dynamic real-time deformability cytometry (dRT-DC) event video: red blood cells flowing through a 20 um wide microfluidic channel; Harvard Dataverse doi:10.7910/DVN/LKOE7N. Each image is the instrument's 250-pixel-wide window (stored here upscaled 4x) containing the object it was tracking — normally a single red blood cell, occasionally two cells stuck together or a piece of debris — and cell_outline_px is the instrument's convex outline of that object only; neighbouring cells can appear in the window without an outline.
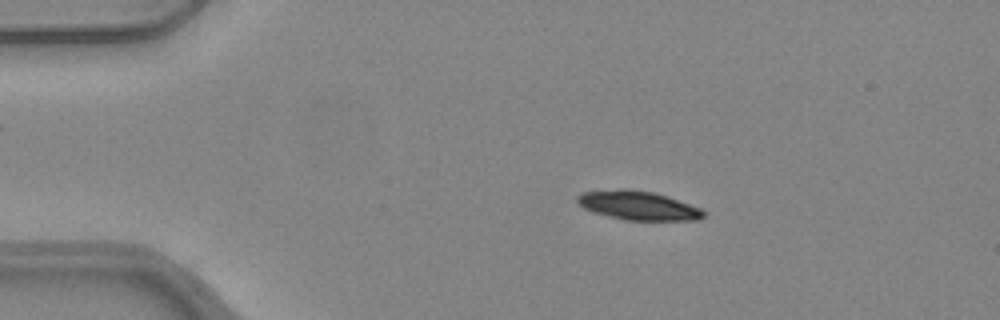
{"species": "common noctule bat (a hibernating species)", "species_latin": "Nyctalus noctula", "temperature_condition": "warm", "stored_images_in_passage": 43, "camera_frame_rate_fps": 3000, "um_per_image_px": 0.085, "animal": {"sex": "female", "body_mass_g": 24.6, "forearm_length_mm": 56.2}, "frame": {"image": 1, "passage_image": 1, "time_ms": 0.0, "image_size_px": [1000, 320], "cell_outline_px": [[708, 212], [700, 220], [624, 220], [592, 212], [584, 208], [576, 200], [576, 196], [584, 192], [620, 188], [628, 188], [652, 192], [700, 208]], "centroid_in_image_um": [54.22, 17.47], "position_along_channel_um": 30.8, "area_um2": 21.21}}
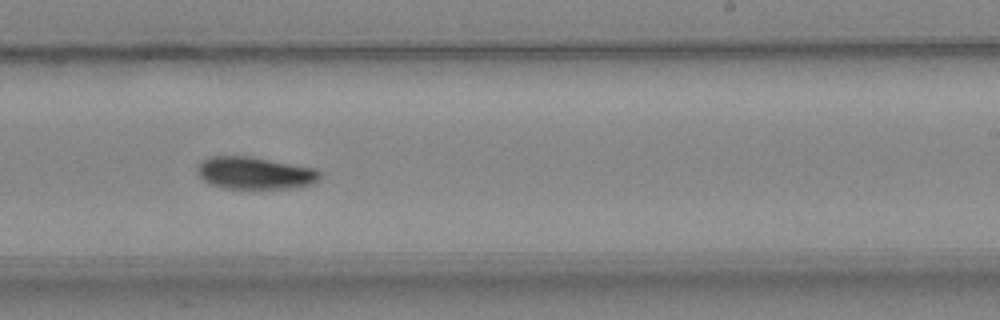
{"frame": {"image": 2, "passage_image": 23, "time_ms": 7.333, "image_size_px": [1000, 320], "cell_outline_px": [[320, 180], [312, 184], [296, 188], [224, 188], [208, 184], [196, 172], [196, 168], [200, 160], [208, 156], [252, 156], [316, 168], [320, 172]], "centroid_in_image_um": [21.65, 14.7], "position_along_channel_um": 267.3, "area_um2": 23.47}}
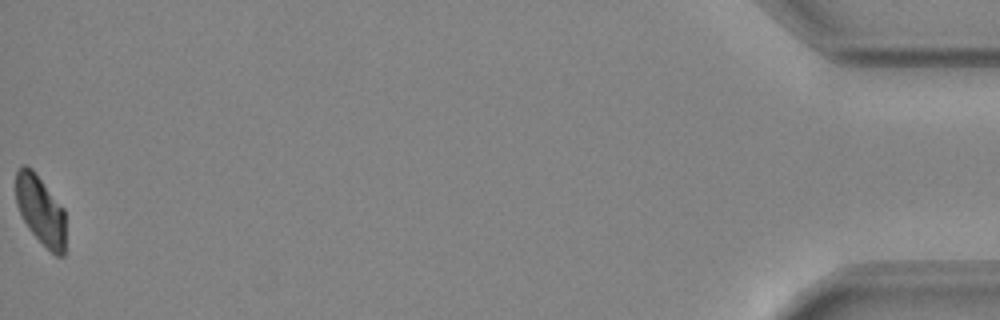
{"frame": {"image": 3, "passage_image": 43, "time_ms": 14.0, "image_size_px": [1000, 320], "cell_outline_px": [[64, 256], [56, 256], [28, 228], [16, 204], [16, 172], [24, 164], [32, 168], [64, 208]], "centroid_in_image_um": [3.44, 17.83], "position_along_channel_um": 431.8, "area_um2": 19.71}, "authors_computed_cell_mechanics": {"area_um2": 22.7732, "velocity_mm_per_s": 3.9914, "shape_relaxation_time_tau1_ms": 3.7085, "shape_relaxation_time_tau2_ms": null, "deformation_change_tau1": 0.1184, "deformation_change_tau2": null}}